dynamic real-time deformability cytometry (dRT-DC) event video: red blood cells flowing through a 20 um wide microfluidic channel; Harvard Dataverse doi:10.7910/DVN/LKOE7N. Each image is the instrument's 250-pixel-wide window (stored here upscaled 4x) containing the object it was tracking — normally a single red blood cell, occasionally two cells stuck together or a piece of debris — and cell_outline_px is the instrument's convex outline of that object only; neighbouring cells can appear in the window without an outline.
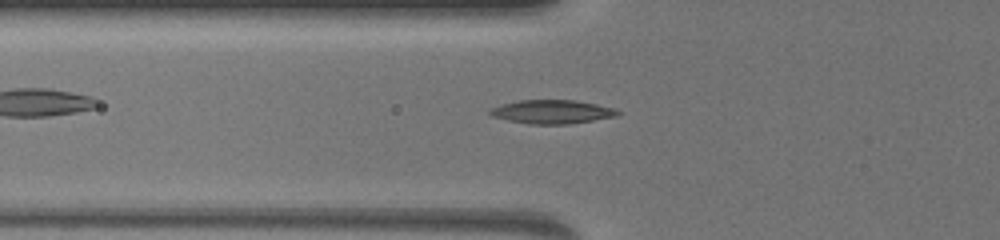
{"species": "common noctule bat (a hibernating species)", "species_latin": "Nyctalus noctula", "temperature_condition": "warm", "stored_images_in_passage": 60, "camera_frame_rate_fps": 3000, "um_per_image_px": 0.085, "animal": {"sex": "female", "body_mass_g": 19.5, "forearm_length_mm": 54.1}, "frame": {"image": 1, "passage_image": 20, "time_ms": 6.333, "image_size_px": [1000, 240], "cell_outline_px": [[620, 112], [616, 116], [568, 124], [528, 124], [508, 120], [492, 116], [488, 112], [488, 108], [520, 100], [572, 100], [596, 104], [616, 108]], "centroid_in_image_um": [46.9, 9.5], "position_along_channel_um": 78.9, "area_um2": 17.51}}
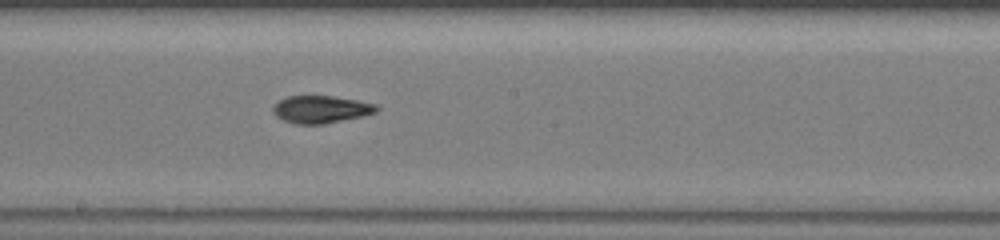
{"frame": {"image": 2, "passage_image": 33, "time_ms": 10.667, "image_size_px": [1000, 240], "cell_outline_px": [[380, 108], [376, 112], [364, 116], [324, 124], [296, 124], [284, 120], [276, 116], [272, 112], [272, 108], [280, 100], [288, 96], [332, 96], [356, 100], [376, 104]], "centroid_in_image_um": [27.3, 9.3], "position_along_channel_um": 220.9, "area_um2": 16.53}}
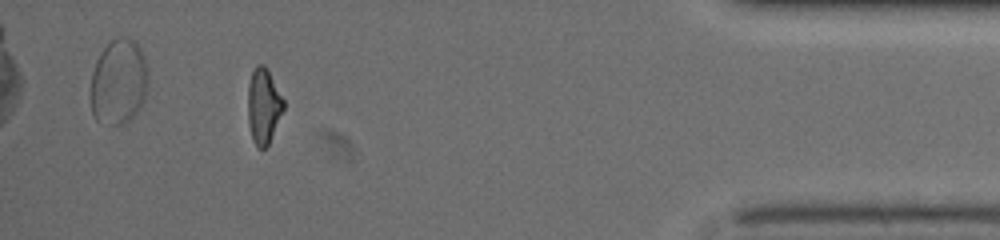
{"frame": {"image": 3, "passage_image": 55, "time_ms": 18.0, "image_size_px": [1000, 240], "cell_outline_px": [[284, 108], [268, 144], [264, 148], [256, 148], [248, 124], [248, 84], [252, 72], [256, 64], [264, 64], [268, 68], [284, 100]], "centroid_in_image_um": [22.39, 8.96], "position_along_channel_um": 412.8, "area_um2": 15.66}}